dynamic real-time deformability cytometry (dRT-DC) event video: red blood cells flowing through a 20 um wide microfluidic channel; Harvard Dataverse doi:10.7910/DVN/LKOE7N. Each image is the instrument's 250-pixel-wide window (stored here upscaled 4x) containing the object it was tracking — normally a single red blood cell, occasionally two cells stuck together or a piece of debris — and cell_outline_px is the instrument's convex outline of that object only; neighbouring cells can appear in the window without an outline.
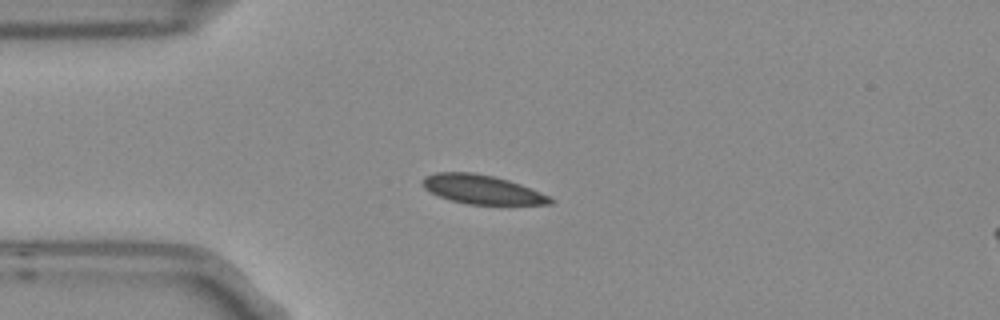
{"species": "Egyptian fruit bat (a non-hibernating species)", "species_latin": "Rousettus aegyptiacus", "temperature_condition": "room temperature", "stored_images_in_passage": 4, "camera_frame_rate_fps": 3000, "um_per_image_px": 0.085, "frame": {"image": 1, "passage_image": 3, "time_ms": 0.667, "image_size_px": [1000, 320], "cell_outline_px": [[552, 204], [468, 204], [452, 200], [440, 196], [424, 188], [424, 176], [436, 172], [472, 172], [492, 176], [508, 180], [520, 184], [540, 192], [548, 196], [552, 200]], "centroid_in_image_um": [40.96, 16.09], "position_along_channel_um": 44.0, "area_um2": 21.1}}
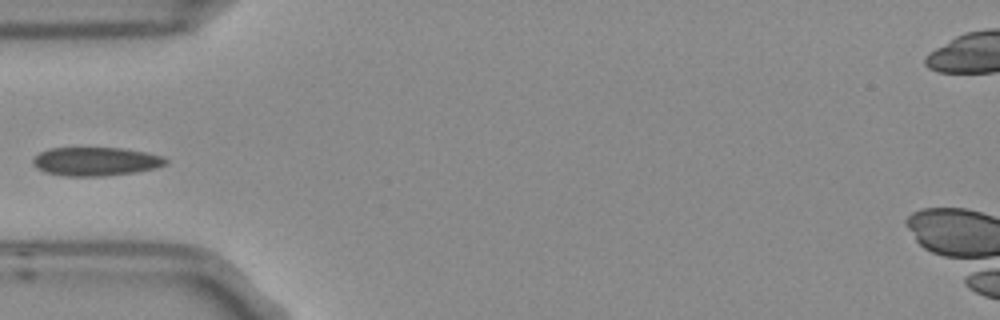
{"frame": {"image": 2, "passage_image": 4, "time_ms": 1.0, "image_size_px": [1000, 320], "cell_outline_px": [[168, 164], [156, 168], [136, 172], [104, 176], [64, 176], [44, 172], [36, 168], [32, 160], [40, 152], [48, 148], [124, 148], [164, 156], [168, 160]], "centroid_in_image_um": [8.16, 13.73], "position_along_channel_um": 76.8, "area_um2": 22.31}}